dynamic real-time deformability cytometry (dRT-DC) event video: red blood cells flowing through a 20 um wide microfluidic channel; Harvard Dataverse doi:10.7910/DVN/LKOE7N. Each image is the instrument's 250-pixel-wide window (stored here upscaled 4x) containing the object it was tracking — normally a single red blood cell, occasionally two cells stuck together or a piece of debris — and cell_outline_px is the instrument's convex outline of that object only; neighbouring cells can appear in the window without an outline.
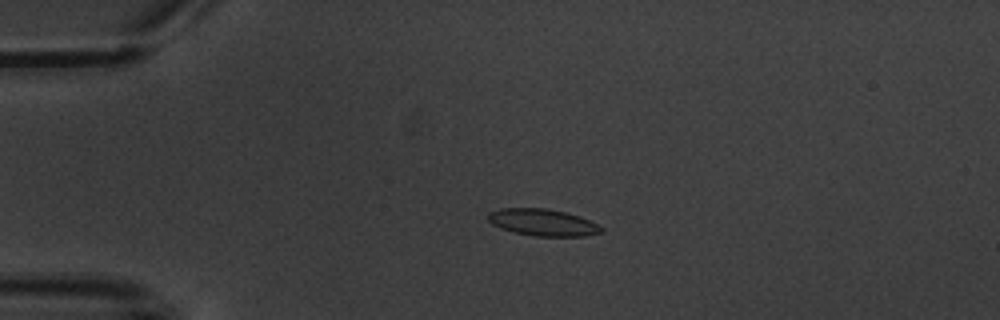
{"species": "common noctule bat (a hibernating species)", "species_latin": "Nyctalus noctula", "temperature_condition": "warm", "stored_images_in_passage": 5, "camera_frame_rate_fps": 3000, "um_per_image_px": 0.085, "animal": {"sex": "male", "body_mass_g": 20.1, "forearm_length_mm": 53.5}, "frame": {"image": 1, "passage_image": 4, "time_ms": 4.333, "image_size_px": [1000, 320], "cell_outline_px": [[604, 228], [600, 232], [584, 236], [536, 236], [516, 232], [500, 228], [492, 224], [488, 220], [488, 212], [500, 208], [544, 208], [564, 212], [580, 216]], "centroid_in_image_um": [46.1, 18.9], "position_along_channel_um": 38.9, "area_um2": 17.51}}